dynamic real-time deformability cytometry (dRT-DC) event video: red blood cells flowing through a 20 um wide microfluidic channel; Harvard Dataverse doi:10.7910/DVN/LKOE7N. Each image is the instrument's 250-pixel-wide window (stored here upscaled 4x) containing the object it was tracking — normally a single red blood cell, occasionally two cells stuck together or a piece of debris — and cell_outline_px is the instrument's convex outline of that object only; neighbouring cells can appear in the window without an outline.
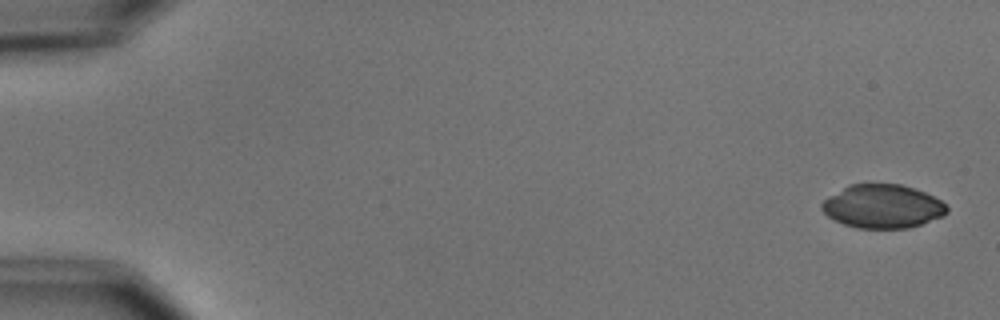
{"species": "common noctule bat (a hibernating species)", "species_latin": "Nyctalus noctula", "temperature_condition": "cold", "stored_images_in_passage": 6, "camera_frame_rate_fps": 3000, "um_per_image_px": 0.085, "animal": {"sex": "male", "body_mass_g": 15.6}, "frame": {"image": 1, "passage_image": 1, "time_ms": 0.0, "image_size_px": [1000, 320], "cell_outline_px": [[948, 212], [944, 216], [908, 228], [860, 228], [844, 224], [828, 216], [820, 208], [820, 204], [828, 196], [848, 184], [900, 184], [924, 192], [940, 200], [948, 208]], "centroid_in_image_um": [75.0, 17.54], "position_along_channel_um": 10.0, "area_um2": 31.62}}